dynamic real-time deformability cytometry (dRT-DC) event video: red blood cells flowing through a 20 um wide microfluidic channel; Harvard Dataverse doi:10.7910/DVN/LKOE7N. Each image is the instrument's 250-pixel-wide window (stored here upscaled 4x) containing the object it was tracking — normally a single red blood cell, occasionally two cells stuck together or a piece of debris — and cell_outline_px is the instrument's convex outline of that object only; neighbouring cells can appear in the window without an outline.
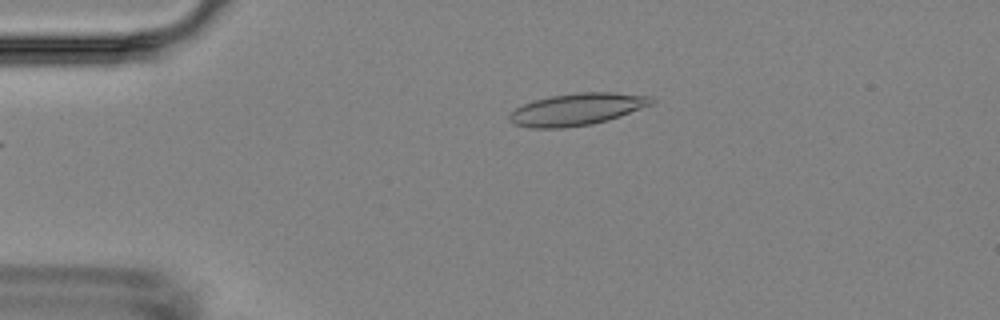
{"species": "Egyptian fruit bat (a non-hibernating species)", "species_latin": "Rousettus aegyptiacus", "temperature_condition": "room temperature", "stored_images_in_passage": 6, "camera_frame_rate_fps": 3000, "um_per_image_px": 0.085, "animal": {"sex": "female"}, "frame": {"image": 1, "passage_image": 6, "time_ms": 5.667, "image_size_px": [1000, 320], "cell_outline_px": [[656, 100], [652, 104], [620, 116], [608, 120], [592, 124], [564, 128], [532, 128], [516, 124], [508, 116], [516, 108], [524, 104], [536, 100], [552, 96], [576, 92], [612, 92], [652, 96]], "centroid_in_image_um": [49.1, 9.28], "position_along_channel_um": 35.9, "area_um2": 26.3}}